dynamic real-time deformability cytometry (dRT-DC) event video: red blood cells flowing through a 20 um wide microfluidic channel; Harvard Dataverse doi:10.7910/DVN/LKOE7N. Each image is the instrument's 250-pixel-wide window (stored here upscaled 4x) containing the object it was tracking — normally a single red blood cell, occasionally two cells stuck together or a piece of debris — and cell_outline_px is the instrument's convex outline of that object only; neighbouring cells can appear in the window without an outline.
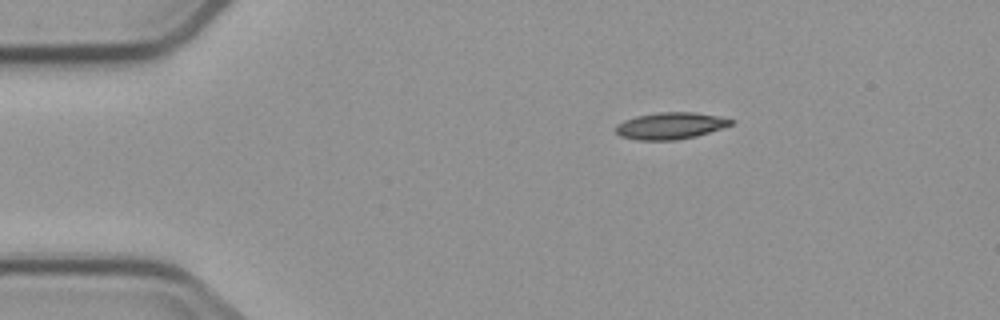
{"species": "common noctule bat (a hibernating species)", "species_latin": "Nyctalus noctula", "temperature_condition": "cold", "stored_images_in_passage": 4, "camera_frame_rate_fps": 3000, "um_per_image_px": 0.085, "animal": {"sex": "male", "body_mass_g": 23.1, "forearm_length_mm": 52.7}, "frame": {"image": 1, "passage_image": 1, "time_ms": 0.0, "image_size_px": [1000, 320], "cell_outline_px": [[736, 120], [732, 124], [696, 136], [676, 140], [640, 140], [620, 136], [616, 132], [616, 124], [624, 120], [636, 116], [660, 112], [696, 112], [720, 116]], "centroid_in_image_um": [56.99, 10.68], "position_along_channel_um": 28.0, "area_um2": 17.92}}
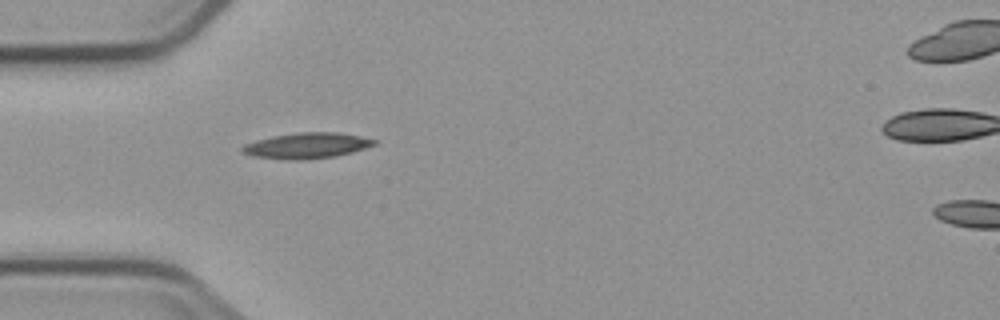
{"frame": {"image": 2, "passage_image": 3, "time_ms": 2.333, "image_size_px": [1000, 320], "cell_outline_px": [[376, 144], [352, 152], [332, 156], [304, 160], [280, 160], [252, 156], [240, 152], [240, 148], [244, 144], [256, 140], [272, 136], [296, 132], [336, 132], [360, 136], [376, 140]], "centroid_in_image_um": [25.99, 12.38], "position_along_channel_um": 59.0, "area_um2": 19.88}}